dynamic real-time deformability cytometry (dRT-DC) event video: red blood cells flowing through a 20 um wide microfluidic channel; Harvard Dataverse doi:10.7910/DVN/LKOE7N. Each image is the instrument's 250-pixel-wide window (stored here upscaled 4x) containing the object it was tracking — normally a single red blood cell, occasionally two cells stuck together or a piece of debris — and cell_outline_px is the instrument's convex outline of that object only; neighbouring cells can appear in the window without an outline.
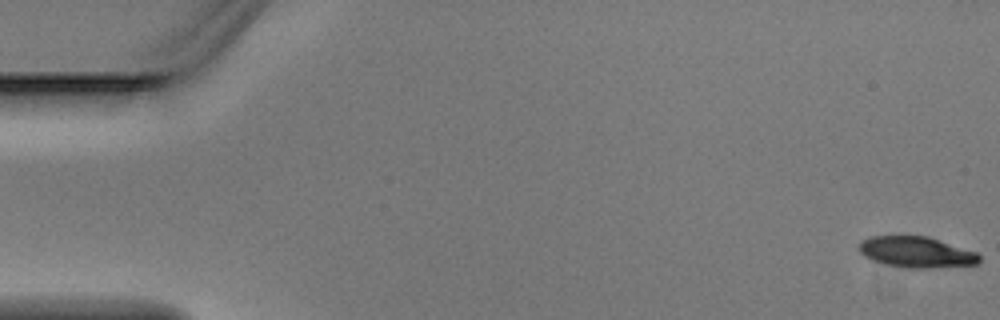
{"species": "Egyptian fruit bat (a non-hibernating species)", "species_latin": "Rousettus aegyptiacus", "temperature_condition": "warm", "stored_images_in_passage": 3, "segment_of_instrument_passage": [2, 2], "camera_frame_rate_fps": 3000, "um_per_image_px": 0.085, "animal": {"sex": "male"}, "frame": {"image": 1, "passage_image": 3, "time_ms": 0.667, "image_size_px": [1000, 320], "cell_outline_px": [[980, 260], [976, 264], [924, 268], [908, 268], [888, 264], [872, 260], [864, 256], [856, 248], [860, 240], [872, 236], [928, 236], [976, 252], [980, 256]], "centroid_in_image_um": [77.84, 21.41], "position_along_channel_um": 7.2, "area_um2": 21.56}}